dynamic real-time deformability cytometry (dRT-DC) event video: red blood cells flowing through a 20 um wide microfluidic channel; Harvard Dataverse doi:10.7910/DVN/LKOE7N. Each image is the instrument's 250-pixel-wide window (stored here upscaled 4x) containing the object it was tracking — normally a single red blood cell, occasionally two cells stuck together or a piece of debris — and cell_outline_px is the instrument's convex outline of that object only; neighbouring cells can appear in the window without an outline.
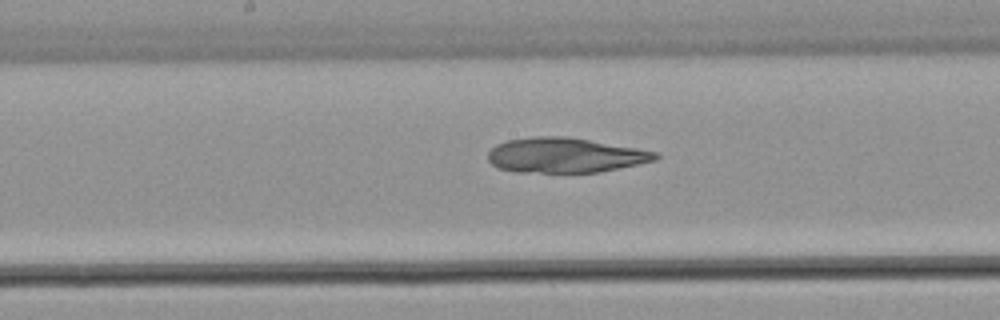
{"species": "common noctule bat (a hibernating species)", "species_latin": "Nyctalus noctula", "temperature_condition": "warm", "stored_images_in_passage": 46, "camera_frame_rate_fps": 3000, "um_per_image_px": 0.085, "animal": {"sex": "male", "body_mass_g": 21.5, "forearm_length_mm": 52.0}, "frame": {"image": 1, "passage_image": 21, "time_ms": 6.667, "image_size_px": [1000, 320], "cell_outline_px": [[660, 156], [656, 160], [600, 172], [516, 172], [500, 168], [492, 164], [488, 160], [488, 152], [496, 144], [508, 140], [532, 136], [568, 136], [636, 148], [656, 152]], "centroid_in_image_um": [48.01, 13.19], "position_along_channel_um": 200.2, "area_um2": 33.99}}
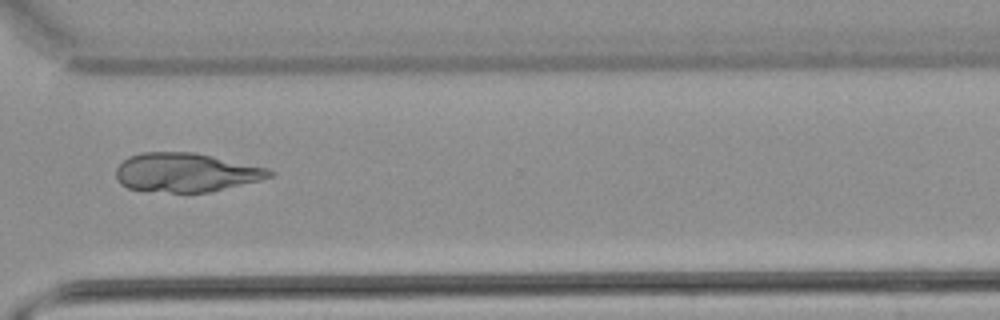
{"frame": {"image": 2, "passage_image": 33, "time_ms": 10.667, "image_size_px": [1000, 320], "cell_outline_px": [[276, 172], [272, 176], [260, 180], [208, 192], [168, 192], [128, 188], [120, 184], [116, 180], [116, 168], [128, 156], [140, 152], [192, 152], [268, 168]], "centroid_in_image_um": [15.78, 14.65], "position_along_channel_um": 354.8, "area_um2": 34.56}}